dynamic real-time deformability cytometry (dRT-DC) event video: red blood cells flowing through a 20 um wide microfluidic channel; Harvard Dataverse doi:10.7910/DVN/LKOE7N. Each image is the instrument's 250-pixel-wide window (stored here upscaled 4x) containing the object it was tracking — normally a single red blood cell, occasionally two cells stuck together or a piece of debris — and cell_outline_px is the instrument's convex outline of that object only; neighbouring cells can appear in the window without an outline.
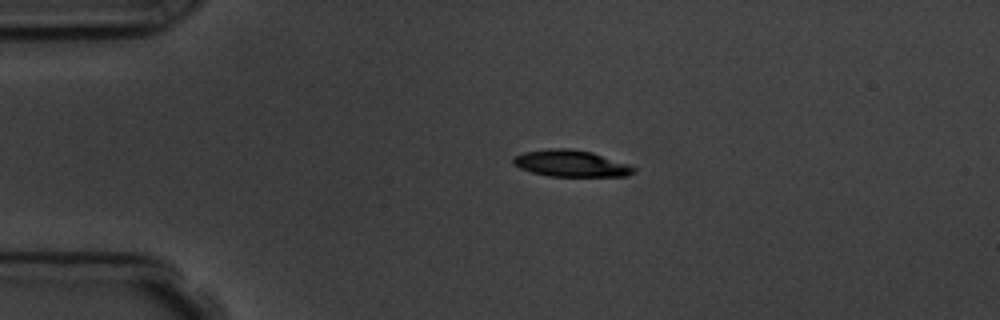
{"species": "common noctule bat (a hibernating species)", "species_latin": "Nyctalus noctula", "temperature_condition": "room temperature", "stored_images_in_passage": 2, "camera_frame_rate_fps": 3000, "um_per_image_px": 0.085, "animal": {"sex": "male", "body_mass_g": 19.5, "forearm_length_mm": 54.6}, "frame": {"image": 1, "passage_image": 1, "time_ms": 0.0, "image_size_px": [1000, 320], "cell_outline_px": [[636, 172], [628, 176], [548, 176], [532, 172], [520, 168], [512, 164], [512, 156], [524, 152], [548, 148], [568, 148], [592, 152], [628, 164], [636, 168]], "centroid_in_image_um": [48.51, 13.89], "position_along_channel_um": 36.5, "area_um2": 18.79}}